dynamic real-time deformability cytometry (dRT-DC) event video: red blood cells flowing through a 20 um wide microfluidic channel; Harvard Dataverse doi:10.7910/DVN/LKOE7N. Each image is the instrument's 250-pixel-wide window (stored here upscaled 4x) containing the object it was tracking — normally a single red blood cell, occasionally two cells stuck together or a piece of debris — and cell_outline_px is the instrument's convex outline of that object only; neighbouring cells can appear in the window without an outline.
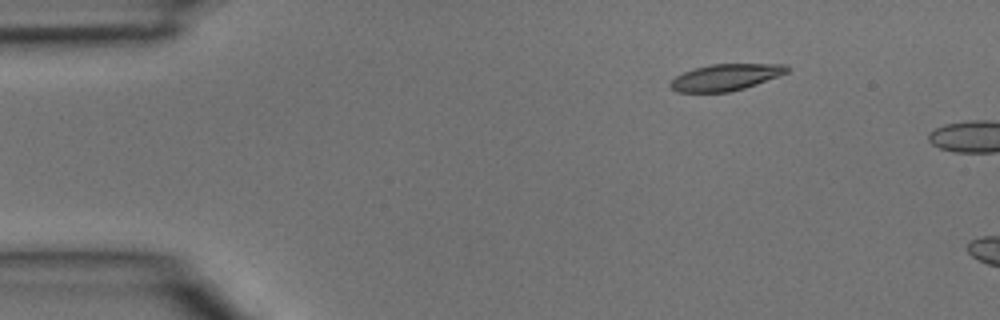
{"species": "common noctule bat (a hibernating species)", "species_latin": "Nyctalus noctula", "temperature_condition": "room temperature", "stored_images_in_passage": 2, "camera_frame_rate_fps": 3000, "um_per_image_px": 0.085, "animal": {"sex": "male", "body_mass_g": 15.6}, "frame": {"image": 1, "passage_image": 1, "time_ms": 0.0, "image_size_px": [1000, 320], "cell_outline_px": [[792, 68], [788, 72], [780, 76], [744, 88], [728, 92], [676, 92], [668, 84], [676, 76], [684, 72], [696, 68], [712, 64], [788, 64]], "centroid_in_image_um": [61.73, 6.56], "position_along_channel_um": 23.3, "area_um2": 18.03}}